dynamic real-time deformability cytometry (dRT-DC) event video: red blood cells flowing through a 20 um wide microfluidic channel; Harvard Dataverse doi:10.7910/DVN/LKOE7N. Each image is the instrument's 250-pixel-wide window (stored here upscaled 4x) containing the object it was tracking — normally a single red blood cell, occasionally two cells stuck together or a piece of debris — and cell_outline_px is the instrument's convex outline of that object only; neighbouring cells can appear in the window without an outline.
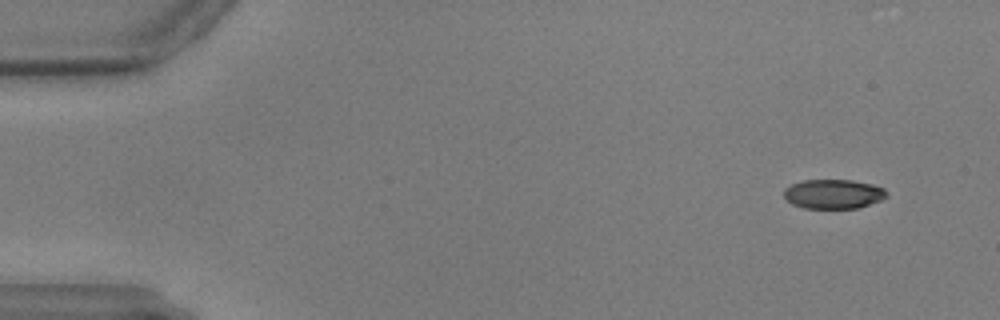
{"species": "common noctule bat (a hibernating species)", "species_latin": "Nyctalus noctula", "temperature_condition": "warm", "stored_images_in_passage": 59, "camera_frame_rate_fps": 3000, "um_per_image_px": 0.085, "animal": {"sex": "male", "body_mass_g": 17.9, "forearm_length_mm": 54.2}, "frame": {"image": 1, "passage_image": 5, "time_ms": 1.333, "image_size_px": [1000, 320], "cell_outline_px": [[888, 196], [880, 200], [856, 208], [804, 208], [792, 204], [784, 196], [784, 188], [792, 184], [804, 180], [852, 180], [872, 184], [884, 188], [888, 192]], "centroid_in_image_um": [70.84, 16.48], "position_along_channel_um": 14.2, "area_um2": 17.51}}
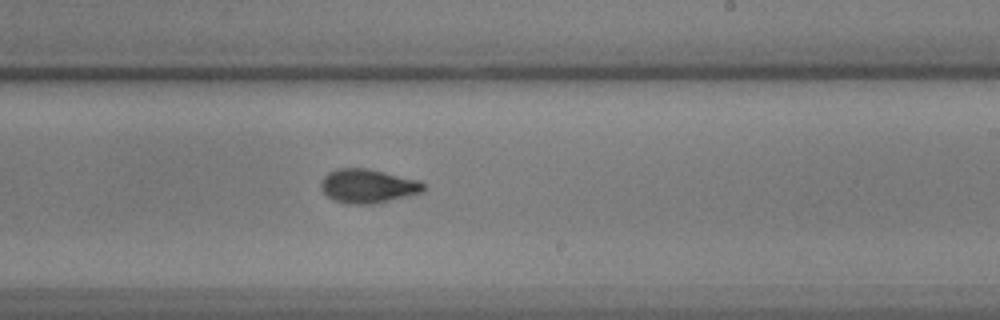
{"frame": {"image": 2, "passage_image": 36, "time_ms": 11.667, "image_size_px": [1000, 320], "cell_outline_px": [[428, 188], [424, 192], [372, 204], [348, 204], [332, 200], [320, 188], [320, 180], [328, 172], [336, 168], [368, 168], [420, 180]], "centroid_in_image_um": [31.27, 15.8], "position_along_channel_um": 257.7, "area_um2": 20.58}}
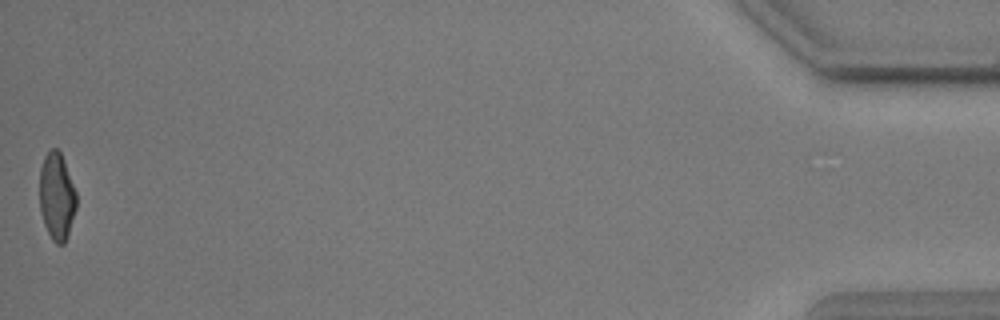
{"frame": {"image": 3, "passage_image": 59, "time_ms": 19.333, "image_size_px": [1000, 320], "cell_outline_px": [[76, 208], [64, 244], [56, 244], [52, 240], [44, 224], [40, 212], [40, 168], [44, 156], [52, 148], [56, 148], [60, 152], [64, 160], [76, 192]], "centroid_in_image_um": [4.81, 16.68], "position_along_channel_um": 430.4, "area_um2": 18.55}}